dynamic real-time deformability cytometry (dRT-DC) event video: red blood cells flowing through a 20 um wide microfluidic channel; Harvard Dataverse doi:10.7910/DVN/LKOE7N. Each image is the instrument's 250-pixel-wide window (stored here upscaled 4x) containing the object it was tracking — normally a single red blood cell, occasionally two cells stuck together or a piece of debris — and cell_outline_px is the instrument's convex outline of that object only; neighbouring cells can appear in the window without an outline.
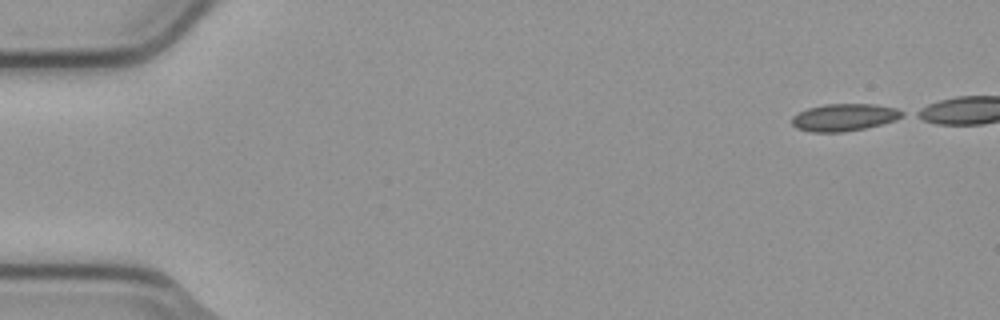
{"species": "common noctule bat (a hibernating species)", "species_latin": "Nyctalus noctula", "temperature_condition": "cold", "stored_images_in_passage": 44, "camera_frame_rate_fps": 3000, "um_per_image_px": 0.085, "animal": {"sex": "male", "body_mass_g": 23.1, "forearm_length_mm": 52.7}, "frame": {"image": 1, "passage_image": 1, "time_ms": 0.0, "image_size_px": [1000, 320], "cell_outline_px": [[904, 116], [896, 120], [864, 128], [844, 132], [812, 132], [796, 128], [792, 124], [792, 116], [808, 108], [824, 104], [872, 104], [896, 108], [904, 112]], "centroid_in_image_um": [71.75, 9.97], "position_along_channel_um": 13.2, "area_um2": 17.46}}
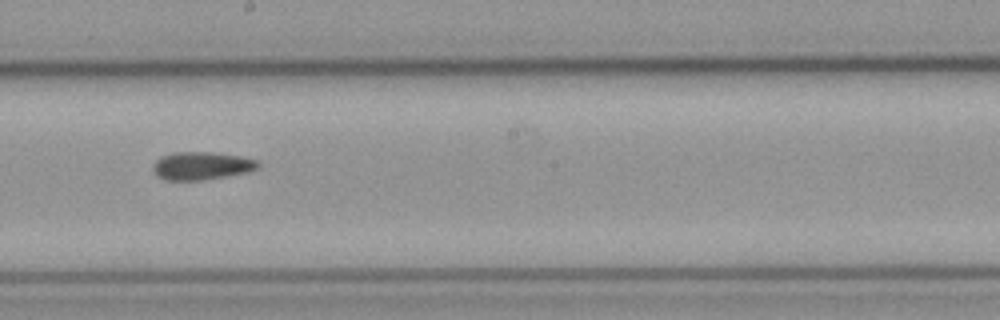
{"frame": {"image": 2, "passage_image": 28, "time_ms": 9.0, "image_size_px": [1000, 320], "cell_outline_px": [[260, 164], [256, 168], [244, 172], [224, 176], [200, 180], [164, 180], [156, 176], [152, 168], [152, 164], [160, 156], [172, 152], [212, 152], [240, 156], [256, 160]], "centroid_in_image_um": [17.04, 14.08], "position_along_channel_um": 231.2, "area_um2": 16.99}}
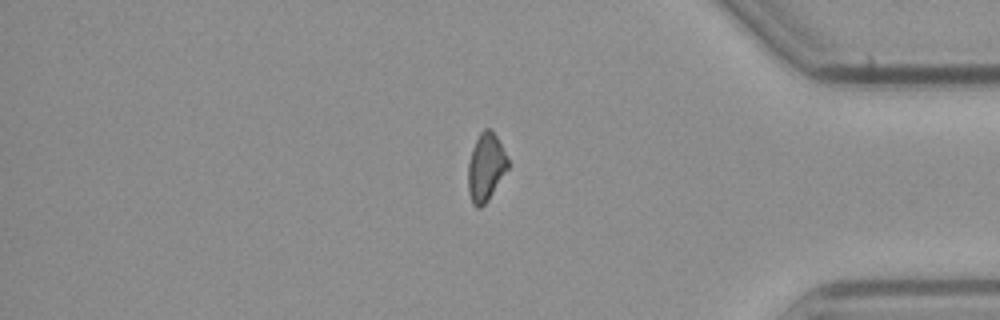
{"frame": {"image": 3, "passage_image": 43, "time_ms": 14.0, "image_size_px": [1000, 320], "cell_outline_px": [[508, 168], [488, 200], [480, 208], [476, 208], [472, 204], [468, 192], [468, 164], [472, 148], [480, 132], [484, 128], [492, 128], [508, 160]], "centroid_in_image_um": [41.27, 14.22], "position_along_channel_um": 393.9, "area_um2": 15.66}}